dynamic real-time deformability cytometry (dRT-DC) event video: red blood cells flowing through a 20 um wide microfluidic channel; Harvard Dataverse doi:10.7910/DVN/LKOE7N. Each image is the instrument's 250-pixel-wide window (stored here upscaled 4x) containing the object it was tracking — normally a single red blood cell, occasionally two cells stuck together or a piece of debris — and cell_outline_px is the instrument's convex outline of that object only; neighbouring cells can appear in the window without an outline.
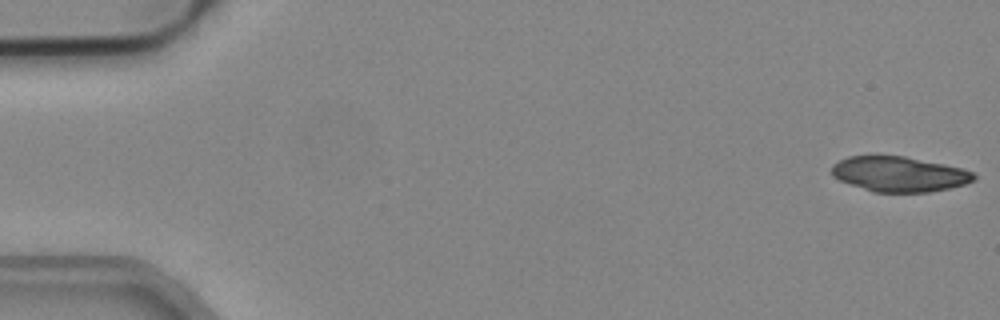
{"species": "common noctule bat (a hibernating species)", "species_latin": "Nyctalus noctula", "temperature_condition": "cold", "stored_images_in_passage": 10, "camera_frame_rate_fps": 3000, "um_per_image_px": 0.085, "animal": {"sex": "male", "body_mass_g": 19.2, "forearm_length_mm": 51.8}, "frame": {"image": 1, "passage_image": 1, "time_ms": 0.0, "image_size_px": [1000, 320], "cell_outline_px": [[976, 180], [964, 184], [948, 188], [928, 192], [872, 192], [840, 180], [832, 176], [832, 164], [848, 156], [872, 152], [904, 156], [964, 168], [972, 172], [976, 176]], "centroid_in_image_um": [76.38, 14.75], "position_along_channel_um": 8.6, "area_um2": 29.82}}